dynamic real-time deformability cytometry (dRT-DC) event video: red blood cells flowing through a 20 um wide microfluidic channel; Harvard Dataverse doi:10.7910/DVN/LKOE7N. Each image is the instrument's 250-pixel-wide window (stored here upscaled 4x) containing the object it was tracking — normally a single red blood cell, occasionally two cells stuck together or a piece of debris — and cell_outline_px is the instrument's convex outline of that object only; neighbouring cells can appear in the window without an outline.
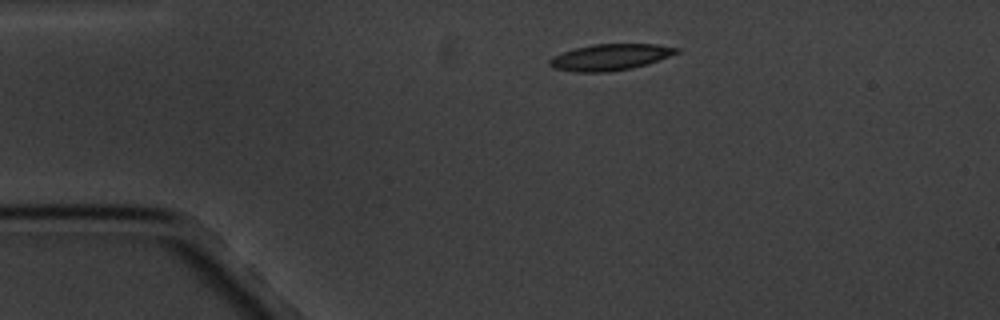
{"species": "common noctule bat (a hibernating species)", "species_latin": "Nyctalus noctula", "temperature_condition": "cold", "stored_images_in_passage": 8, "camera_frame_rate_fps": 3000, "um_per_image_px": 0.085, "animal": {"sex": "male", "body_mass_g": 20.1, "forearm_length_mm": 53.5}, "frame": {"image": 1, "passage_image": 1, "time_ms": 0.0, "image_size_px": [1000, 320], "cell_outline_px": [[680, 52], [648, 64], [632, 68], [608, 72], [576, 72], [552, 68], [548, 64], [548, 60], [552, 56], [576, 48], [592, 44], [656, 44], [680, 48]], "centroid_in_image_um": [51.86, 4.86], "position_along_channel_um": 33.1, "area_um2": 19.54}}
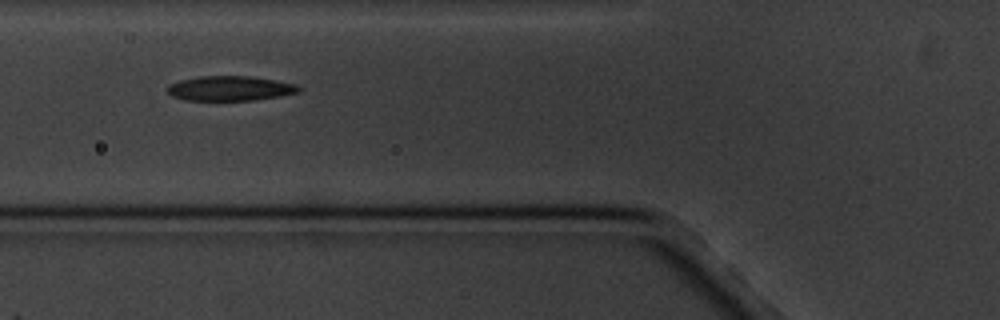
{"frame": {"image": 2, "passage_image": 4, "time_ms": 3.333, "image_size_px": [1000, 320], "cell_outline_px": [[300, 92], [280, 96], [252, 100], [184, 100], [172, 96], [164, 88], [168, 84], [180, 80], [200, 76], [252, 76], [296, 84], [300, 88]], "centroid_in_image_um": [19.51, 7.51], "position_along_channel_um": 106.3, "area_um2": 19.02}}
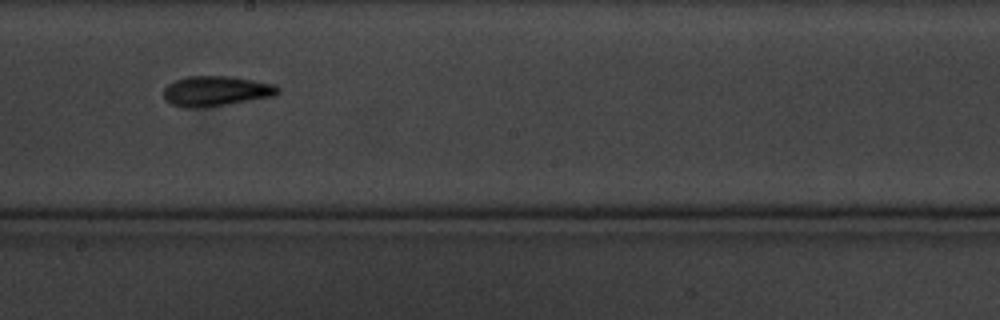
{"frame": {"image": 3, "passage_image": 7, "time_ms": 7.0, "image_size_px": [1000, 320], "cell_outline_px": [[280, 92], [276, 96], [224, 104], [196, 108], [188, 108], [172, 104], [164, 100], [164, 88], [168, 84], [176, 80], [188, 76], [232, 76], [276, 84], [280, 88]], "centroid_in_image_um": [18.39, 7.73], "position_along_channel_um": 229.8, "area_um2": 20.06}}